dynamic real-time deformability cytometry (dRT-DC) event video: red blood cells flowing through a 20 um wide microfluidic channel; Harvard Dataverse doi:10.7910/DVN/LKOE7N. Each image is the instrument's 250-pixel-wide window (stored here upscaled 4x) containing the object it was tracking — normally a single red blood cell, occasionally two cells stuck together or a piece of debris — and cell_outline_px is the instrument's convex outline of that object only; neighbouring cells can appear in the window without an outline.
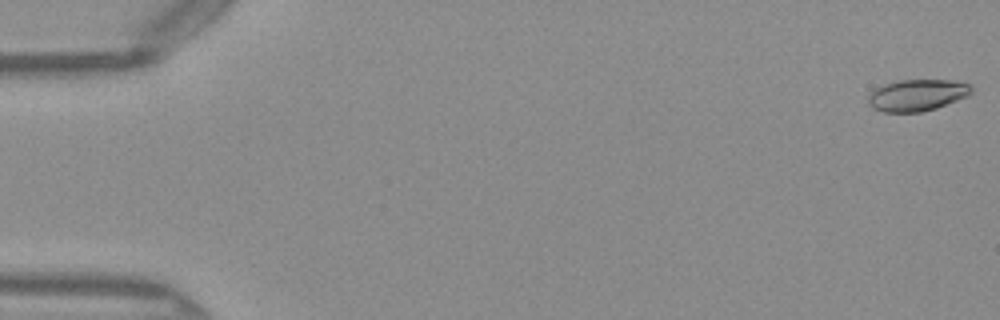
{"species": "Egyptian fruit bat (a non-hibernating species)", "species_latin": "Rousettus aegyptiacus", "temperature_condition": "warm", "stored_images_in_passage": 51, "camera_frame_rate_fps": 3000, "um_per_image_px": 0.085, "frame": {"image": 1, "passage_image": 1, "time_ms": 0.0, "image_size_px": [1000, 320], "cell_outline_px": [[972, 92], [968, 96], [936, 108], [920, 112], [884, 112], [872, 108], [868, 104], [868, 96], [876, 88], [884, 84], [896, 80], [956, 80], [972, 84]], "centroid_in_image_um": [77.97, 8.08], "position_along_channel_um": 7.0, "area_um2": 19.19}}
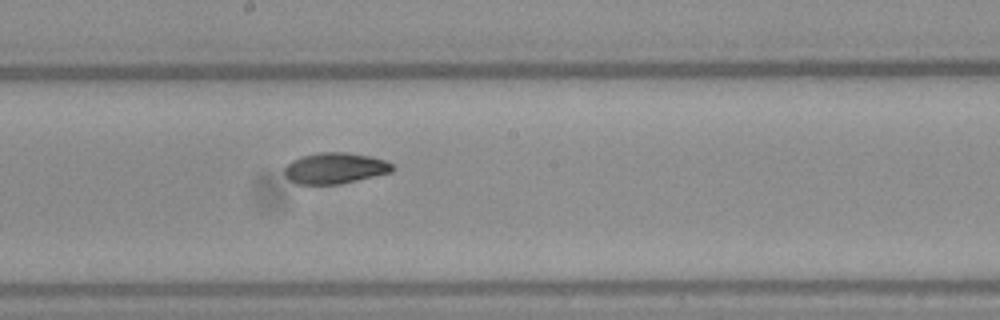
{"frame": {"image": 2, "passage_image": 28, "time_ms": 9.0, "image_size_px": [1000, 320], "cell_outline_px": [[396, 168], [392, 172], [340, 184], [296, 184], [288, 180], [284, 176], [284, 168], [292, 160], [300, 156], [320, 152], [348, 152], [372, 156], [384, 160], [392, 164]], "centroid_in_image_um": [28.46, 14.29], "position_along_channel_um": 219.7, "area_um2": 19.77}}
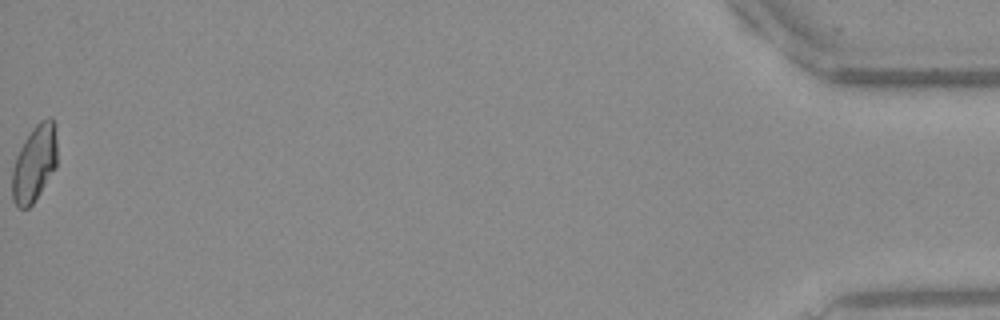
{"frame": {"image": 3, "passage_image": 51, "time_ms": 16.667, "image_size_px": [1000, 320], "cell_outline_px": [[56, 168], [32, 204], [28, 208], [20, 208], [12, 200], [12, 168], [16, 156], [24, 140], [32, 128], [40, 120], [48, 116], [52, 116], [56, 140]], "centroid_in_image_um": [2.91, 13.87], "position_along_channel_um": 432.3, "area_um2": 20.0}, "authors_computed_cell_mechanics": {"area_um2": 19.5942, "velocity_mm_per_s": 4.0647, "shape_relaxation_time_tau1_ms": 6.6209, "shape_relaxation_time_tau2_ms": 2.0845, "deformation_change_tau1": 0.1771, "deformation_change_tau2": 0.057}}